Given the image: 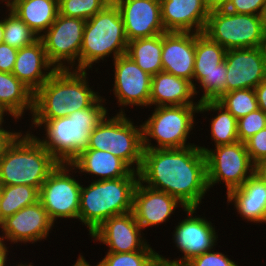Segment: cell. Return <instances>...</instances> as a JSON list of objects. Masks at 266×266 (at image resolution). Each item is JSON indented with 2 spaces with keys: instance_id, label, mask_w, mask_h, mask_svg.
<instances>
[{
  "instance_id": "9a60e30c",
  "label": "cell",
  "mask_w": 266,
  "mask_h": 266,
  "mask_svg": "<svg viewBox=\"0 0 266 266\" xmlns=\"http://www.w3.org/2000/svg\"><path fill=\"white\" fill-rule=\"evenodd\" d=\"M142 231L130 211L108 218L90 234V237L107 245L108 252L154 251L142 236Z\"/></svg>"
},
{
  "instance_id": "2e32d148",
  "label": "cell",
  "mask_w": 266,
  "mask_h": 266,
  "mask_svg": "<svg viewBox=\"0 0 266 266\" xmlns=\"http://www.w3.org/2000/svg\"><path fill=\"white\" fill-rule=\"evenodd\" d=\"M54 227L40 201L20 209L2 221L0 230L5 241L14 243H35L46 239ZM4 234V235H3Z\"/></svg>"
},
{
  "instance_id": "8d00e7d4",
  "label": "cell",
  "mask_w": 266,
  "mask_h": 266,
  "mask_svg": "<svg viewBox=\"0 0 266 266\" xmlns=\"http://www.w3.org/2000/svg\"><path fill=\"white\" fill-rule=\"evenodd\" d=\"M264 128H266V114L258 108L237 120L238 139L244 143Z\"/></svg>"
},
{
  "instance_id": "d4e9b609",
  "label": "cell",
  "mask_w": 266,
  "mask_h": 266,
  "mask_svg": "<svg viewBox=\"0 0 266 266\" xmlns=\"http://www.w3.org/2000/svg\"><path fill=\"white\" fill-rule=\"evenodd\" d=\"M195 94L190 81L167 72L152 76L150 106L199 105L193 102Z\"/></svg>"
},
{
  "instance_id": "f546056e",
  "label": "cell",
  "mask_w": 266,
  "mask_h": 266,
  "mask_svg": "<svg viewBox=\"0 0 266 266\" xmlns=\"http://www.w3.org/2000/svg\"><path fill=\"white\" fill-rule=\"evenodd\" d=\"M217 112V115L211 119V138L214 145L233 144L238 139L237 119L217 101H204L199 103L198 112Z\"/></svg>"
},
{
  "instance_id": "7a4b0ae2",
  "label": "cell",
  "mask_w": 266,
  "mask_h": 266,
  "mask_svg": "<svg viewBox=\"0 0 266 266\" xmlns=\"http://www.w3.org/2000/svg\"><path fill=\"white\" fill-rule=\"evenodd\" d=\"M87 71L57 69L34 93L32 125H42L89 107L100 95L89 86Z\"/></svg>"
},
{
  "instance_id": "ffe728a7",
  "label": "cell",
  "mask_w": 266,
  "mask_h": 266,
  "mask_svg": "<svg viewBox=\"0 0 266 266\" xmlns=\"http://www.w3.org/2000/svg\"><path fill=\"white\" fill-rule=\"evenodd\" d=\"M161 61L164 72L187 79L193 86L195 33H163Z\"/></svg>"
},
{
  "instance_id": "6da1fadb",
  "label": "cell",
  "mask_w": 266,
  "mask_h": 266,
  "mask_svg": "<svg viewBox=\"0 0 266 266\" xmlns=\"http://www.w3.org/2000/svg\"><path fill=\"white\" fill-rule=\"evenodd\" d=\"M139 181L198 208L207 191L206 157L199 145L181 149H143Z\"/></svg>"
},
{
  "instance_id": "836d02e7",
  "label": "cell",
  "mask_w": 266,
  "mask_h": 266,
  "mask_svg": "<svg viewBox=\"0 0 266 266\" xmlns=\"http://www.w3.org/2000/svg\"><path fill=\"white\" fill-rule=\"evenodd\" d=\"M159 253L156 251L107 252L98 262L99 266H156Z\"/></svg>"
},
{
  "instance_id": "f35d334b",
  "label": "cell",
  "mask_w": 266,
  "mask_h": 266,
  "mask_svg": "<svg viewBox=\"0 0 266 266\" xmlns=\"http://www.w3.org/2000/svg\"><path fill=\"white\" fill-rule=\"evenodd\" d=\"M266 9V0H230L226 11L238 14L262 16Z\"/></svg>"
},
{
  "instance_id": "4fadbf2b",
  "label": "cell",
  "mask_w": 266,
  "mask_h": 266,
  "mask_svg": "<svg viewBox=\"0 0 266 266\" xmlns=\"http://www.w3.org/2000/svg\"><path fill=\"white\" fill-rule=\"evenodd\" d=\"M197 208L187 207L184 209L187 218L179 221L173 231V240L176 247L182 252V258L169 260L159 255V262L172 266H185L193 258L210 251L216 246L217 232L211 221L194 216Z\"/></svg>"
},
{
  "instance_id": "9c48e42d",
  "label": "cell",
  "mask_w": 266,
  "mask_h": 266,
  "mask_svg": "<svg viewBox=\"0 0 266 266\" xmlns=\"http://www.w3.org/2000/svg\"><path fill=\"white\" fill-rule=\"evenodd\" d=\"M203 33L226 50L257 48L264 33L262 16L211 11Z\"/></svg>"
},
{
  "instance_id": "c3c4849f",
  "label": "cell",
  "mask_w": 266,
  "mask_h": 266,
  "mask_svg": "<svg viewBox=\"0 0 266 266\" xmlns=\"http://www.w3.org/2000/svg\"><path fill=\"white\" fill-rule=\"evenodd\" d=\"M73 266H92V265H90L89 262L86 261L84 256L80 254L77 261L75 262ZM95 266H99V263H97V265Z\"/></svg>"
},
{
  "instance_id": "cb8c5ba5",
  "label": "cell",
  "mask_w": 266,
  "mask_h": 266,
  "mask_svg": "<svg viewBox=\"0 0 266 266\" xmlns=\"http://www.w3.org/2000/svg\"><path fill=\"white\" fill-rule=\"evenodd\" d=\"M72 173L83 172L99 177L96 180H107L127 177L133 170L119 157L109 151L94 149L82 150L70 163Z\"/></svg>"
},
{
  "instance_id": "f6af8a7d",
  "label": "cell",
  "mask_w": 266,
  "mask_h": 266,
  "mask_svg": "<svg viewBox=\"0 0 266 266\" xmlns=\"http://www.w3.org/2000/svg\"><path fill=\"white\" fill-rule=\"evenodd\" d=\"M8 247L4 243V240L0 237V266H7Z\"/></svg>"
},
{
  "instance_id": "4dcf8cb0",
  "label": "cell",
  "mask_w": 266,
  "mask_h": 266,
  "mask_svg": "<svg viewBox=\"0 0 266 266\" xmlns=\"http://www.w3.org/2000/svg\"><path fill=\"white\" fill-rule=\"evenodd\" d=\"M39 201V190L28 185H2L0 196V227L2 221L20 209Z\"/></svg>"
},
{
  "instance_id": "f1b7e54d",
  "label": "cell",
  "mask_w": 266,
  "mask_h": 266,
  "mask_svg": "<svg viewBox=\"0 0 266 266\" xmlns=\"http://www.w3.org/2000/svg\"><path fill=\"white\" fill-rule=\"evenodd\" d=\"M126 55L151 76L162 72V34L128 42Z\"/></svg>"
},
{
  "instance_id": "f5cc1de1",
  "label": "cell",
  "mask_w": 266,
  "mask_h": 266,
  "mask_svg": "<svg viewBox=\"0 0 266 266\" xmlns=\"http://www.w3.org/2000/svg\"><path fill=\"white\" fill-rule=\"evenodd\" d=\"M32 263H29V265L26 263H24V264H22V262L20 263V264H16L15 266H33V265H31Z\"/></svg>"
},
{
  "instance_id": "4316f807",
  "label": "cell",
  "mask_w": 266,
  "mask_h": 266,
  "mask_svg": "<svg viewBox=\"0 0 266 266\" xmlns=\"http://www.w3.org/2000/svg\"><path fill=\"white\" fill-rule=\"evenodd\" d=\"M0 109L16 120L34 109V92L12 73L0 71ZM25 110V111H24Z\"/></svg>"
},
{
  "instance_id": "74e56055",
  "label": "cell",
  "mask_w": 266,
  "mask_h": 266,
  "mask_svg": "<svg viewBox=\"0 0 266 266\" xmlns=\"http://www.w3.org/2000/svg\"><path fill=\"white\" fill-rule=\"evenodd\" d=\"M244 143L249 157L255 166L266 161V128L261 129Z\"/></svg>"
},
{
  "instance_id": "e575fe53",
  "label": "cell",
  "mask_w": 266,
  "mask_h": 266,
  "mask_svg": "<svg viewBox=\"0 0 266 266\" xmlns=\"http://www.w3.org/2000/svg\"><path fill=\"white\" fill-rule=\"evenodd\" d=\"M112 0H58L59 14L85 21L101 11Z\"/></svg>"
},
{
  "instance_id": "7402d4cb",
  "label": "cell",
  "mask_w": 266,
  "mask_h": 266,
  "mask_svg": "<svg viewBox=\"0 0 266 266\" xmlns=\"http://www.w3.org/2000/svg\"><path fill=\"white\" fill-rule=\"evenodd\" d=\"M56 70L48 60L42 41L38 39L18 49L12 74L35 93Z\"/></svg>"
},
{
  "instance_id": "484cf974",
  "label": "cell",
  "mask_w": 266,
  "mask_h": 266,
  "mask_svg": "<svg viewBox=\"0 0 266 266\" xmlns=\"http://www.w3.org/2000/svg\"><path fill=\"white\" fill-rule=\"evenodd\" d=\"M6 7L23 20L38 37L56 20L58 0H10Z\"/></svg>"
},
{
  "instance_id": "44dd1931",
  "label": "cell",
  "mask_w": 266,
  "mask_h": 266,
  "mask_svg": "<svg viewBox=\"0 0 266 266\" xmlns=\"http://www.w3.org/2000/svg\"><path fill=\"white\" fill-rule=\"evenodd\" d=\"M160 5L166 32H204L210 12L203 0H160Z\"/></svg>"
},
{
  "instance_id": "7c38bea8",
  "label": "cell",
  "mask_w": 266,
  "mask_h": 266,
  "mask_svg": "<svg viewBox=\"0 0 266 266\" xmlns=\"http://www.w3.org/2000/svg\"><path fill=\"white\" fill-rule=\"evenodd\" d=\"M70 164L59 163L39 190V201L50 219H78L81 183L71 175Z\"/></svg>"
},
{
  "instance_id": "5bb4252c",
  "label": "cell",
  "mask_w": 266,
  "mask_h": 266,
  "mask_svg": "<svg viewBox=\"0 0 266 266\" xmlns=\"http://www.w3.org/2000/svg\"><path fill=\"white\" fill-rule=\"evenodd\" d=\"M113 94L118 106L117 113H125L124 106L150 107L152 76L144 72L128 55L117 57L114 61Z\"/></svg>"
},
{
  "instance_id": "7bdbcfd3",
  "label": "cell",
  "mask_w": 266,
  "mask_h": 266,
  "mask_svg": "<svg viewBox=\"0 0 266 266\" xmlns=\"http://www.w3.org/2000/svg\"><path fill=\"white\" fill-rule=\"evenodd\" d=\"M230 0H203L204 5L208 9L209 12L215 10H224Z\"/></svg>"
},
{
  "instance_id": "ab89813d",
  "label": "cell",
  "mask_w": 266,
  "mask_h": 266,
  "mask_svg": "<svg viewBox=\"0 0 266 266\" xmlns=\"http://www.w3.org/2000/svg\"><path fill=\"white\" fill-rule=\"evenodd\" d=\"M185 266H238V264L229 259L227 255L214 252L213 249L193 258Z\"/></svg>"
},
{
  "instance_id": "816d5d0a",
  "label": "cell",
  "mask_w": 266,
  "mask_h": 266,
  "mask_svg": "<svg viewBox=\"0 0 266 266\" xmlns=\"http://www.w3.org/2000/svg\"><path fill=\"white\" fill-rule=\"evenodd\" d=\"M5 113L0 109V120H4Z\"/></svg>"
},
{
  "instance_id": "1f68e13d",
  "label": "cell",
  "mask_w": 266,
  "mask_h": 266,
  "mask_svg": "<svg viewBox=\"0 0 266 266\" xmlns=\"http://www.w3.org/2000/svg\"><path fill=\"white\" fill-rule=\"evenodd\" d=\"M7 13L8 16L6 15L4 18L3 43L16 49H21L22 47L33 44L39 39L38 35L9 8Z\"/></svg>"
},
{
  "instance_id": "11a10c76",
  "label": "cell",
  "mask_w": 266,
  "mask_h": 266,
  "mask_svg": "<svg viewBox=\"0 0 266 266\" xmlns=\"http://www.w3.org/2000/svg\"><path fill=\"white\" fill-rule=\"evenodd\" d=\"M3 1L5 2V4H7L10 0H1L2 3Z\"/></svg>"
},
{
  "instance_id": "f907efd6",
  "label": "cell",
  "mask_w": 266,
  "mask_h": 266,
  "mask_svg": "<svg viewBox=\"0 0 266 266\" xmlns=\"http://www.w3.org/2000/svg\"><path fill=\"white\" fill-rule=\"evenodd\" d=\"M262 20H263V30L266 32V9L264 10L262 14Z\"/></svg>"
},
{
  "instance_id": "ba28073f",
  "label": "cell",
  "mask_w": 266,
  "mask_h": 266,
  "mask_svg": "<svg viewBox=\"0 0 266 266\" xmlns=\"http://www.w3.org/2000/svg\"><path fill=\"white\" fill-rule=\"evenodd\" d=\"M199 105H169L154 107L152 115L142 125L143 149H181L193 130ZM188 137V138H187ZM151 138L157 145L151 143Z\"/></svg>"
},
{
  "instance_id": "db71d44e",
  "label": "cell",
  "mask_w": 266,
  "mask_h": 266,
  "mask_svg": "<svg viewBox=\"0 0 266 266\" xmlns=\"http://www.w3.org/2000/svg\"><path fill=\"white\" fill-rule=\"evenodd\" d=\"M156 266H172V265L163 264V263L158 262V263L156 264Z\"/></svg>"
},
{
  "instance_id": "5b68a950",
  "label": "cell",
  "mask_w": 266,
  "mask_h": 266,
  "mask_svg": "<svg viewBox=\"0 0 266 266\" xmlns=\"http://www.w3.org/2000/svg\"><path fill=\"white\" fill-rule=\"evenodd\" d=\"M139 173L132 171L127 177L93 180L81 187L78 219L88 228L89 235L112 216L132 211L133 193Z\"/></svg>"
},
{
  "instance_id": "d6a6232c",
  "label": "cell",
  "mask_w": 266,
  "mask_h": 266,
  "mask_svg": "<svg viewBox=\"0 0 266 266\" xmlns=\"http://www.w3.org/2000/svg\"><path fill=\"white\" fill-rule=\"evenodd\" d=\"M217 102L237 120L258 109L254 89H239L226 92Z\"/></svg>"
},
{
  "instance_id": "b9f144b4",
  "label": "cell",
  "mask_w": 266,
  "mask_h": 266,
  "mask_svg": "<svg viewBox=\"0 0 266 266\" xmlns=\"http://www.w3.org/2000/svg\"><path fill=\"white\" fill-rule=\"evenodd\" d=\"M254 91L258 108L266 114V78L255 87Z\"/></svg>"
},
{
  "instance_id": "7dc6e473",
  "label": "cell",
  "mask_w": 266,
  "mask_h": 266,
  "mask_svg": "<svg viewBox=\"0 0 266 266\" xmlns=\"http://www.w3.org/2000/svg\"><path fill=\"white\" fill-rule=\"evenodd\" d=\"M259 48H260L262 56L266 62V32L263 33V37L261 39V43H260Z\"/></svg>"
},
{
  "instance_id": "30bf717a",
  "label": "cell",
  "mask_w": 266,
  "mask_h": 266,
  "mask_svg": "<svg viewBox=\"0 0 266 266\" xmlns=\"http://www.w3.org/2000/svg\"><path fill=\"white\" fill-rule=\"evenodd\" d=\"M199 148L205 153L208 188L218 182H224L227 193L239 188L255 171L247 152L245 143L237 141L233 144L219 145L215 149L204 146Z\"/></svg>"
},
{
  "instance_id": "ee69618b",
  "label": "cell",
  "mask_w": 266,
  "mask_h": 266,
  "mask_svg": "<svg viewBox=\"0 0 266 266\" xmlns=\"http://www.w3.org/2000/svg\"><path fill=\"white\" fill-rule=\"evenodd\" d=\"M4 120H0V155L2 152L3 147L6 145V143L12 138V136L16 133V131L5 130L3 128Z\"/></svg>"
},
{
  "instance_id": "681fc988",
  "label": "cell",
  "mask_w": 266,
  "mask_h": 266,
  "mask_svg": "<svg viewBox=\"0 0 266 266\" xmlns=\"http://www.w3.org/2000/svg\"><path fill=\"white\" fill-rule=\"evenodd\" d=\"M4 39V19L0 20V43H3Z\"/></svg>"
},
{
  "instance_id": "52a82bcc",
  "label": "cell",
  "mask_w": 266,
  "mask_h": 266,
  "mask_svg": "<svg viewBox=\"0 0 266 266\" xmlns=\"http://www.w3.org/2000/svg\"><path fill=\"white\" fill-rule=\"evenodd\" d=\"M115 115L110 118L107 114L93 129L86 149L109 151L139 172L143 157L142 125L134 126L126 113Z\"/></svg>"
},
{
  "instance_id": "277c9868",
  "label": "cell",
  "mask_w": 266,
  "mask_h": 266,
  "mask_svg": "<svg viewBox=\"0 0 266 266\" xmlns=\"http://www.w3.org/2000/svg\"><path fill=\"white\" fill-rule=\"evenodd\" d=\"M99 96L89 107L69 116L46 121L43 125L45 139L38 140L59 163L69 164L88 146L89 137L95 127L108 114Z\"/></svg>"
},
{
  "instance_id": "603a6c76",
  "label": "cell",
  "mask_w": 266,
  "mask_h": 266,
  "mask_svg": "<svg viewBox=\"0 0 266 266\" xmlns=\"http://www.w3.org/2000/svg\"><path fill=\"white\" fill-rule=\"evenodd\" d=\"M226 198L228 204L234 203L232 205L243 219L266 223V184L256 172Z\"/></svg>"
},
{
  "instance_id": "d6986e66",
  "label": "cell",
  "mask_w": 266,
  "mask_h": 266,
  "mask_svg": "<svg viewBox=\"0 0 266 266\" xmlns=\"http://www.w3.org/2000/svg\"><path fill=\"white\" fill-rule=\"evenodd\" d=\"M178 204L182 209L186 208L176 197L149 188L138 181L133 193L132 213L144 231L145 228L169 221L176 207H179Z\"/></svg>"
},
{
  "instance_id": "3957f363",
  "label": "cell",
  "mask_w": 266,
  "mask_h": 266,
  "mask_svg": "<svg viewBox=\"0 0 266 266\" xmlns=\"http://www.w3.org/2000/svg\"><path fill=\"white\" fill-rule=\"evenodd\" d=\"M59 162L29 131L16 132L0 155V184L28 185L40 190Z\"/></svg>"
},
{
  "instance_id": "8fae6325",
  "label": "cell",
  "mask_w": 266,
  "mask_h": 266,
  "mask_svg": "<svg viewBox=\"0 0 266 266\" xmlns=\"http://www.w3.org/2000/svg\"><path fill=\"white\" fill-rule=\"evenodd\" d=\"M85 24L86 21L83 19L66 17L58 13L56 20L39 37L48 60L56 69H74L76 65L75 70H80V51Z\"/></svg>"
},
{
  "instance_id": "8992f818",
  "label": "cell",
  "mask_w": 266,
  "mask_h": 266,
  "mask_svg": "<svg viewBox=\"0 0 266 266\" xmlns=\"http://www.w3.org/2000/svg\"><path fill=\"white\" fill-rule=\"evenodd\" d=\"M128 40L118 7L113 1L88 19L80 51V70H89L94 63L113 54V60L126 54Z\"/></svg>"
},
{
  "instance_id": "83f0119b",
  "label": "cell",
  "mask_w": 266,
  "mask_h": 266,
  "mask_svg": "<svg viewBox=\"0 0 266 266\" xmlns=\"http://www.w3.org/2000/svg\"><path fill=\"white\" fill-rule=\"evenodd\" d=\"M227 50L212 41L207 35L195 33V63L193 74V91L195 96L199 93L196 89V83L204 74L213 73L218 69V65L225 61Z\"/></svg>"
},
{
  "instance_id": "bcb514c9",
  "label": "cell",
  "mask_w": 266,
  "mask_h": 266,
  "mask_svg": "<svg viewBox=\"0 0 266 266\" xmlns=\"http://www.w3.org/2000/svg\"><path fill=\"white\" fill-rule=\"evenodd\" d=\"M266 184V161L258 164L255 171Z\"/></svg>"
},
{
  "instance_id": "ac0fdd59",
  "label": "cell",
  "mask_w": 266,
  "mask_h": 266,
  "mask_svg": "<svg viewBox=\"0 0 266 266\" xmlns=\"http://www.w3.org/2000/svg\"><path fill=\"white\" fill-rule=\"evenodd\" d=\"M225 62L226 92L255 89L266 78V62L259 47L227 50Z\"/></svg>"
},
{
  "instance_id": "e0dca14e",
  "label": "cell",
  "mask_w": 266,
  "mask_h": 266,
  "mask_svg": "<svg viewBox=\"0 0 266 266\" xmlns=\"http://www.w3.org/2000/svg\"><path fill=\"white\" fill-rule=\"evenodd\" d=\"M118 7L128 42L165 33L160 0H112Z\"/></svg>"
},
{
  "instance_id": "60d3db41",
  "label": "cell",
  "mask_w": 266,
  "mask_h": 266,
  "mask_svg": "<svg viewBox=\"0 0 266 266\" xmlns=\"http://www.w3.org/2000/svg\"><path fill=\"white\" fill-rule=\"evenodd\" d=\"M18 49L8 44L0 43V71L12 73L17 58Z\"/></svg>"
},
{
  "instance_id": "d590c367",
  "label": "cell",
  "mask_w": 266,
  "mask_h": 266,
  "mask_svg": "<svg viewBox=\"0 0 266 266\" xmlns=\"http://www.w3.org/2000/svg\"><path fill=\"white\" fill-rule=\"evenodd\" d=\"M227 67L226 62H222L218 65V69L213 73L204 74L197 83H199L200 89L203 90V94L198 100L199 103L204 101H217L224 93H226V81H227Z\"/></svg>"
}]
</instances>
